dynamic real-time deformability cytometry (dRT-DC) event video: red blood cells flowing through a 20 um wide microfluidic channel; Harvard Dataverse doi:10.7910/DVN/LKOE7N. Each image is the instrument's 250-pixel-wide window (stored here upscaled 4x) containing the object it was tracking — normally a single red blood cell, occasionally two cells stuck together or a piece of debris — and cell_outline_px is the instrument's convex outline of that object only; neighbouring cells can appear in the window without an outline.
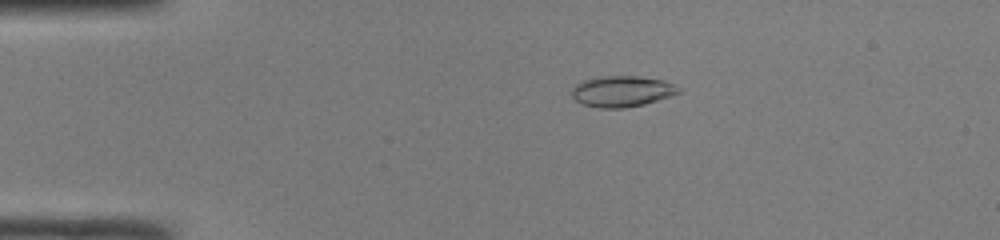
{"species": "common noctule bat (a hibernating species)", "species_latin": "Nyctalus noctula", "temperature_condition": "room temperature", "stored_images_in_passage": 48, "camera_frame_rate_fps": 3000, "um_per_image_px": 0.085, "animal": {"sex": "male", "body_mass_g": 19.0, "forearm_length_mm": 50.8}, "frame": {"image": 1, "passage_image": 10, "time_ms": 3.0, "image_size_px": [1000, 240], "cell_outline_px": [[680, 92], [672, 96], [644, 104], [624, 108], [600, 108], [584, 104], [576, 100], [572, 96], [572, 88], [576, 84], [584, 80], [604, 76], [636, 76], [660, 80], [672, 84], [680, 88]], "centroid_in_image_um": [52.86, 7.77], "position_along_channel_um": 32.1, "area_um2": 19.02}}
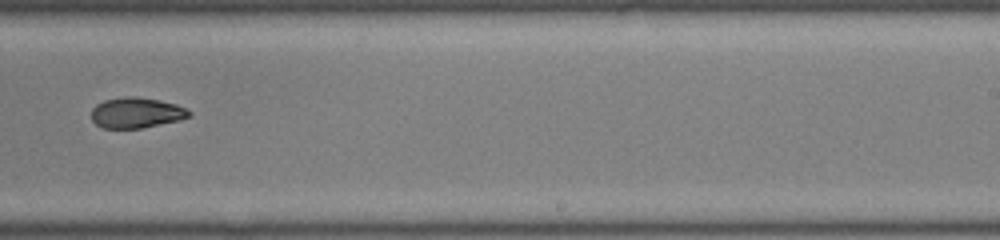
{"frame": {"image": 2, "passage_image": 31, "time_ms": 10.0, "image_size_px": [1000, 240], "cell_outline_px": [[192, 116], [180, 120], [140, 128], [104, 128], [96, 124], [92, 120], [92, 108], [96, 104], [104, 100], [124, 96], [136, 96], [160, 100], [176, 104], [192, 112]], "centroid_in_image_um": [11.59, 9.57], "position_along_channel_um": 277.4, "area_um2": 17.46}}
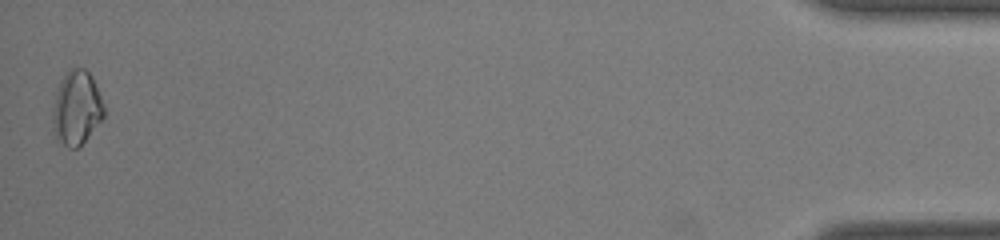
{"frame": {"image": 3, "passage_image": 48, "time_ms": 15.667, "image_size_px": [1000, 240], "cell_outline_px": [[104, 116], [84, 140], [76, 148], [68, 148], [56, 136], [52, 112], [56, 92], [60, 80], [72, 68], [84, 68], [92, 76], [104, 104]], "centroid_in_image_um": [6.52, 9.14], "position_along_channel_um": 428.7, "area_um2": 21.56}, "authors_computed_cell_mechanics": {"area_um2": 18.5827, "velocity_mm_per_s": 4.2421, "shape_relaxation_time_tau1_ms": 7.3415, "shape_relaxation_time_tau2_ms": 5.3091, "deformation_change_tau1": 0.1646, "deformation_change_tau2": 0.0898}}